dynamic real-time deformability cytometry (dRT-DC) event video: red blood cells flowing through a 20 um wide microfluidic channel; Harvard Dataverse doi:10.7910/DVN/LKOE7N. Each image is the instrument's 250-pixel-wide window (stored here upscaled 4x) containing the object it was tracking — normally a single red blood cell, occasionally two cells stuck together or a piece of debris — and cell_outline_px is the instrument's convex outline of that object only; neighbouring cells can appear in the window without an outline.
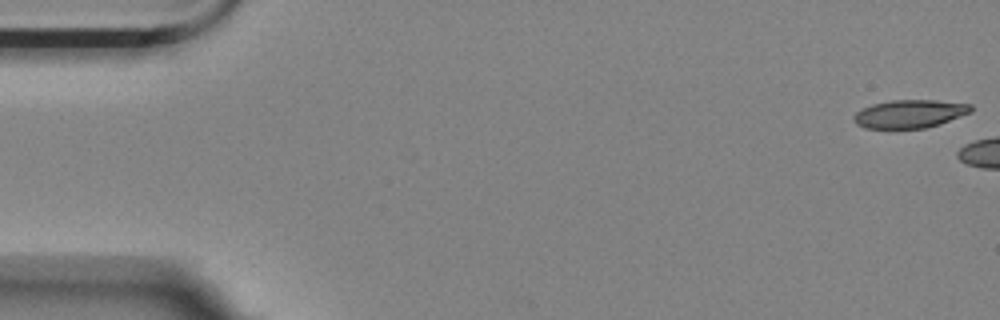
{"species": "Egyptian fruit bat (a non-hibernating species)", "species_latin": "Rousettus aegyptiacus", "temperature_condition": "room temperature", "stored_images_in_passage": 5, "camera_frame_rate_fps": 3000, "um_per_image_px": 0.085, "animal": {"sex": "female"}, "frame": {"image": 1, "passage_image": 1, "time_ms": 0.0, "image_size_px": [1000, 320], "cell_outline_px": [[972, 112], [940, 124], [924, 128], [864, 128], [856, 124], [852, 120], [852, 116], [856, 112], [872, 104], [892, 100], [936, 100], [972, 104]], "centroid_in_image_um": [77.32, 9.67], "position_along_channel_um": 7.7, "area_um2": 19.31}}